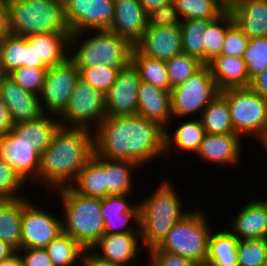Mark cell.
Listing matches in <instances>:
<instances>
[{
	"label": "cell",
	"mask_w": 267,
	"mask_h": 266,
	"mask_svg": "<svg viewBox=\"0 0 267 266\" xmlns=\"http://www.w3.org/2000/svg\"><path fill=\"white\" fill-rule=\"evenodd\" d=\"M94 148L99 156L143 168L165 155V128L138 114L105 116L94 131Z\"/></svg>",
	"instance_id": "1"
},
{
	"label": "cell",
	"mask_w": 267,
	"mask_h": 266,
	"mask_svg": "<svg viewBox=\"0 0 267 266\" xmlns=\"http://www.w3.org/2000/svg\"><path fill=\"white\" fill-rule=\"evenodd\" d=\"M94 151V132L60 126L48 148L41 153L37 186L45 184L46 190L52 189L49 194L70 186Z\"/></svg>",
	"instance_id": "2"
},
{
	"label": "cell",
	"mask_w": 267,
	"mask_h": 266,
	"mask_svg": "<svg viewBox=\"0 0 267 266\" xmlns=\"http://www.w3.org/2000/svg\"><path fill=\"white\" fill-rule=\"evenodd\" d=\"M170 181L163 180L153 193L138 202L141 243L145 252L158 247L175 223L191 211L183 208L181 195Z\"/></svg>",
	"instance_id": "3"
},
{
	"label": "cell",
	"mask_w": 267,
	"mask_h": 266,
	"mask_svg": "<svg viewBox=\"0 0 267 266\" xmlns=\"http://www.w3.org/2000/svg\"><path fill=\"white\" fill-rule=\"evenodd\" d=\"M133 47L109 29L71 33L69 58L77 68L104 64L113 69H123L131 62Z\"/></svg>",
	"instance_id": "4"
},
{
	"label": "cell",
	"mask_w": 267,
	"mask_h": 266,
	"mask_svg": "<svg viewBox=\"0 0 267 266\" xmlns=\"http://www.w3.org/2000/svg\"><path fill=\"white\" fill-rule=\"evenodd\" d=\"M61 198L62 232L70 235L85 250L92 246L104 234V220L100 208L101 198L87 197L75 192L70 186L56 189ZM64 216V217H63Z\"/></svg>",
	"instance_id": "5"
},
{
	"label": "cell",
	"mask_w": 267,
	"mask_h": 266,
	"mask_svg": "<svg viewBox=\"0 0 267 266\" xmlns=\"http://www.w3.org/2000/svg\"><path fill=\"white\" fill-rule=\"evenodd\" d=\"M10 34L27 37L41 33L71 35L64 4L52 0H7Z\"/></svg>",
	"instance_id": "6"
},
{
	"label": "cell",
	"mask_w": 267,
	"mask_h": 266,
	"mask_svg": "<svg viewBox=\"0 0 267 266\" xmlns=\"http://www.w3.org/2000/svg\"><path fill=\"white\" fill-rule=\"evenodd\" d=\"M195 209L175 223L158 248L199 263L207 259L208 239L214 229L205 211Z\"/></svg>",
	"instance_id": "7"
},
{
	"label": "cell",
	"mask_w": 267,
	"mask_h": 266,
	"mask_svg": "<svg viewBox=\"0 0 267 266\" xmlns=\"http://www.w3.org/2000/svg\"><path fill=\"white\" fill-rule=\"evenodd\" d=\"M226 97L234 132L259 139L267 129V101L250 87L221 91Z\"/></svg>",
	"instance_id": "8"
},
{
	"label": "cell",
	"mask_w": 267,
	"mask_h": 266,
	"mask_svg": "<svg viewBox=\"0 0 267 266\" xmlns=\"http://www.w3.org/2000/svg\"><path fill=\"white\" fill-rule=\"evenodd\" d=\"M218 93L220 91L210 67L203 65L184 83L170 91L173 121L175 118H191L195 114H200V118L202 111Z\"/></svg>",
	"instance_id": "9"
},
{
	"label": "cell",
	"mask_w": 267,
	"mask_h": 266,
	"mask_svg": "<svg viewBox=\"0 0 267 266\" xmlns=\"http://www.w3.org/2000/svg\"><path fill=\"white\" fill-rule=\"evenodd\" d=\"M105 116V95L79 78L67 107L58 116V120L62 127L83 128L94 132Z\"/></svg>",
	"instance_id": "10"
},
{
	"label": "cell",
	"mask_w": 267,
	"mask_h": 266,
	"mask_svg": "<svg viewBox=\"0 0 267 266\" xmlns=\"http://www.w3.org/2000/svg\"><path fill=\"white\" fill-rule=\"evenodd\" d=\"M79 78V70L70 58L48 67L39 93L44 113L58 117L67 107Z\"/></svg>",
	"instance_id": "11"
},
{
	"label": "cell",
	"mask_w": 267,
	"mask_h": 266,
	"mask_svg": "<svg viewBox=\"0 0 267 266\" xmlns=\"http://www.w3.org/2000/svg\"><path fill=\"white\" fill-rule=\"evenodd\" d=\"M34 201L30 199L21 214V249L45 248L62 232V216Z\"/></svg>",
	"instance_id": "12"
},
{
	"label": "cell",
	"mask_w": 267,
	"mask_h": 266,
	"mask_svg": "<svg viewBox=\"0 0 267 266\" xmlns=\"http://www.w3.org/2000/svg\"><path fill=\"white\" fill-rule=\"evenodd\" d=\"M65 18L72 33L109 29L114 0H67Z\"/></svg>",
	"instance_id": "13"
},
{
	"label": "cell",
	"mask_w": 267,
	"mask_h": 266,
	"mask_svg": "<svg viewBox=\"0 0 267 266\" xmlns=\"http://www.w3.org/2000/svg\"><path fill=\"white\" fill-rule=\"evenodd\" d=\"M141 79L130 62L119 70L116 81L105 94L106 116L123 117L138 114V86Z\"/></svg>",
	"instance_id": "14"
},
{
	"label": "cell",
	"mask_w": 267,
	"mask_h": 266,
	"mask_svg": "<svg viewBox=\"0 0 267 266\" xmlns=\"http://www.w3.org/2000/svg\"><path fill=\"white\" fill-rule=\"evenodd\" d=\"M130 194L108 195L101 198V216L104 234L140 233V207L128 198Z\"/></svg>",
	"instance_id": "15"
},
{
	"label": "cell",
	"mask_w": 267,
	"mask_h": 266,
	"mask_svg": "<svg viewBox=\"0 0 267 266\" xmlns=\"http://www.w3.org/2000/svg\"><path fill=\"white\" fill-rule=\"evenodd\" d=\"M90 251L107 262L123 266H137L139 254L144 250L140 233H115L103 234ZM135 263L138 264L135 265Z\"/></svg>",
	"instance_id": "16"
},
{
	"label": "cell",
	"mask_w": 267,
	"mask_h": 266,
	"mask_svg": "<svg viewBox=\"0 0 267 266\" xmlns=\"http://www.w3.org/2000/svg\"><path fill=\"white\" fill-rule=\"evenodd\" d=\"M0 156L29 185H37L41 154L10 131L0 140ZM30 180V181H29Z\"/></svg>",
	"instance_id": "17"
},
{
	"label": "cell",
	"mask_w": 267,
	"mask_h": 266,
	"mask_svg": "<svg viewBox=\"0 0 267 266\" xmlns=\"http://www.w3.org/2000/svg\"><path fill=\"white\" fill-rule=\"evenodd\" d=\"M0 97L14 124L34 120L45 114L39 95L22 89L9 74H0Z\"/></svg>",
	"instance_id": "18"
},
{
	"label": "cell",
	"mask_w": 267,
	"mask_h": 266,
	"mask_svg": "<svg viewBox=\"0 0 267 266\" xmlns=\"http://www.w3.org/2000/svg\"><path fill=\"white\" fill-rule=\"evenodd\" d=\"M243 138L239 134H208L204 136L194 156L221 167L240 164L242 158Z\"/></svg>",
	"instance_id": "19"
},
{
	"label": "cell",
	"mask_w": 267,
	"mask_h": 266,
	"mask_svg": "<svg viewBox=\"0 0 267 266\" xmlns=\"http://www.w3.org/2000/svg\"><path fill=\"white\" fill-rule=\"evenodd\" d=\"M134 47L144 55L167 61L183 53L180 27L147 28Z\"/></svg>",
	"instance_id": "20"
},
{
	"label": "cell",
	"mask_w": 267,
	"mask_h": 266,
	"mask_svg": "<svg viewBox=\"0 0 267 266\" xmlns=\"http://www.w3.org/2000/svg\"><path fill=\"white\" fill-rule=\"evenodd\" d=\"M147 29V13L139 0H114V18L109 30L133 46Z\"/></svg>",
	"instance_id": "21"
},
{
	"label": "cell",
	"mask_w": 267,
	"mask_h": 266,
	"mask_svg": "<svg viewBox=\"0 0 267 266\" xmlns=\"http://www.w3.org/2000/svg\"><path fill=\"white\" fill-rule=\"evenodd\" d=\"M231 219L229 231L238 240L267 238V202L264 198L248 200Z\"/></svg>",
	"instance_id": "22"
},
{
	"label": "cell",
	"mask_w": 267,
	"mask_h": 266,
	"mask_svg": "<svg viewBox=\"0 0 267 266\" xmlns=\"http://www.w3.org/2000/svg\"><path fill=\"white\" fill-rule=\"evenodd\" d=\"M138 115L159 123L165 129L171 124L173 117L171 96L169 91L140 81L138 86Z\"/></svg>",
	"instance_id": "23"
},
{
	"label": "cell",
	"mask_w": 267,
	"mask_h": 266,
	"mask_svg": "<svg viewBox=\"0 0 267 266\" xmlns=\"http://www.w3.org/2000/svg\"><path fill=\"white\" fill-rule=\"evenodd\" d=\"M177 122L181 119L184 121H180L178 126H175L176 129L172 132L169 128L165 129V156L169 153L173 154L171 150L175 153L183 151L188 153L192 152L196 154L198 151L204 136L206 135V131L202 125L200 118L189 117V118H176ZM172 133V134H171Z\"/></svg>",
	"instance_id": "24"
},
{
	"label": "cell",
	"mask_w": 267,
	"mask_h": 266,
	"mask_svg": "<svg viewBox=\"0 0 267 266\" xmlns=\"http://www.w3.org/2000/svg\"><path fill=\"white\" fill-rule=\"evenodd\" d=\"M70 36L61 33H41L27 36L37 53V68H48L65 62L70 53Z\"/></svg>",
	"instance_id": "25"
},
{
	"label": "cell",
	"mask_w": 267,
	"mask_h": 266,
	"mask_svg": "<svg viewBox=\"0 0 267 266\" xmlns=\"http://www.w3.org/2000/svg\"><path fill=\"white\" fill-rule=\"evenodd\" d=\"M207 65L210 67L212 77L220 92L250 86L251 80L247 66L241 57L219 55Z\"/></svg>",
	"instance_id": "26"
},
{
	"label": "cell",
	"mask_w": 267,
	"mask_h": 266,
	"mask_svg": "<svg viewBox=\"0 0 267 266\" xmlns=\"http://www.w3.org/2000/svg\"><path fill=\"white\" fill-rule=\"evenodd\" d=\"M60 126L57 116L45 113L37 119L15 123L11 131L41 154L48 148Z\"/></svg>",
	"instance_id": "27"
},
{
	"label": "cell",
	"mask_w": 267,
	"mask_h": 266,
	"mask_svg": "<svg viewBox=\"0 0 267 266\" xmlns=\"http://www.w3.org/2000/svg\"><path fill=\"white\" fill-rule=\"evenodd\" d=\"M230 12L249 39L267 36V0H242Z\"/></svg>",
	"instance_id": "28"
},
{
	"label": "cell",
	"mask_w": 267,
	"mask_h": 266,
	"mask_svg": "<svg viewBox=\"0 0 267 266\" xmlns=\"http://www.w3.org/2000/svg\"><path fill=\"white\" fill-rule=\"evenodd\" d=\"M93 156L105 167L106 196L132 195L136 187L133 183V173L141 169V166L128 161L110 160L99 156L95 151Z\"/></svg>",
	"instance_id": "29"
},
{
	"label": "cell",
	"mask_w": 267,
	"mask_h": 266,
	"mask_svg": "<svg viewBox=\"0 0 267 266\" xmlns=\"http://www.w3.org/2000/svg\"><path fill=\"white\" fill-rule=\"evenodd\" d=\"M28 197L12 198L0 206V241L21 249V214Z\"/></svg>",
	"instance_id": "30"
},
{
	"label": "cell",
	"mask_w": 267,
	"mask_h": 266,
	"mask_svg": "<svg viewBox=\"0 0 267 266\" xmlns=\"http://www.w3.org/2000/svg\"><path fill=\"white\" fill-rule=\"evenodd\" d=\"M70 187L83 196L105 198V167L93 156Z\"/></svg>",
	"instance_id": "31"
},
{
	"label": "cell",
	"mask_w": 267,
	"mask_h": 266,
	"mask_svg": "<svg viewBox=\"0 0 267 266\" xmlns=\"http://www.w3.org/2000/svg\"><path fill=\"white\" fill-rule=\"evenodd\" d=\"M200 120L208 134H237L231 122L227 99L221 92L205 107Z\"/></svg>",
	"instance_id": "32"
},
{
	"label": "cell",
	"mask_w": 267,
	"mask_h": 266,
	"mask_svg": "<svg viewBox=\"0 0 267 266\" xmlns=\"http://www.w3.org/2000/svg\"><path fill=\"white\" fill-rule=\"evenodd\" d=\"M216 230L210 233L206 260L217 266H238V238L228 229Z\"/></svg>",
	"instance_id": "33"
},
{
	"label": "cell",
	"mask_w": 267,
	"mask_h": 266,
	"mask_svg": "<svg viewBox=\"0 0 267 266\" xmlns=\"http://www.w3.org/2000/svg\"><path fill=\"white\" fill-rule=\"evenodd\" d=\"M45 250L54 266H78L84 263L86 250L64 232L53 239Z\"/></svg>",
	"instance_id": "34"
},
{
	"label": "cell",
	"mask_w": 267,
	"mask_h": 266,
	"mask_svg": "<svg viewBox=\"0 0 267 266\" xmlns=\"http://www.w3.org/2000/svg\"><path fill=\"white\" fill-rule=\"evenodd\" d=\"M131 63L138 71L141 81L150 83L165 91L170 92L172 90L165 61L144 55L133 47L131 51Z\"/></svg>",
	"instance_id": "35"
},
{
	"label": "cell",
	"mask_w": 267,
	"mask_h": 266,
	"mask_svg": "<svg viewBox=\"0 0 267 266\" xmlns=\"http://www.w3.org/2000/svg\"><path fill=\"white\" fill-rule=\"evenodd\" d=\"M215 19H186L181 20L180 30L182 51L197 58L204 64L205 33L208 25Z\"/></svg>",
	"instance_id": "36"
},
{
	"label": "cell",
	"mask_w": 267,
	"mask_h": 266,
	"mask_svg": "<svg viewBox=\"0 0 267 266\" xmlns=\"http://www.w3.org/2000/svg\"><path fill=\"white\" fill-rule=\"evenodd\" d=\"M234 23L232 13L230 11H225L208 25L205 33L204 65H207L215 57L221 55L227 30Z\"/></svg>",
	"instance_id": "37"
},
{
	"label": "cell",
	"mask_w": 267,
	"mask_h": 266,
	"mask_svg": "<svg viewBox=\"0 0 267 266\" xmlns=\"http://www.w3.org/2000/svg\"><path fill=\"white\" fill-rule=\"evenodd\" d=\"M181 20L217 19L226 10L218 0H173Z\"/></svg>",
	"instance_id": "38"
},
{
	"label": "cell",
	"mask_w": 267,
	"mask_h": 266,
	"mask_svg": "<svg viewBox=\"0 0 267 266\" xmlns=\"http://www.w3.org/2000/svg\"><path fill=\"white\" fill-rule=\"evenodd\" d=\"M25 37L8 34L1 43V74H9L24 66Z\"/></svg>",
	"instance_id": "39"
},
{
	"label": "cell",
	"mask_w": 267,
	"mask_h": 266,
	"mask_svg": "<svg viewBox=\"0 0 267 266\" xmlns=\"http://www.w3.org/2000/svg\"><path fill=\"white\" fill-rule=\"evenodd\" d=\"M203 65L204 64L197 58L185 53L173 56L171 59L165 61L170 86L174 88L175 86L184 83Z\"/></svg>",
	"instance_id": "40"
},
{
	"label": "cell",
	"mask_w": 267,
	"mask_h": 266,
	"mask_svg": "<svg viewBox=\"0 0 267 266\" xmlns=\"http://www.w3.org/2000/svg\"><path fill=\"white\" fill-rule=\"evenodd\" d=\"M238 266H264L267 258V238L238 240Z\"/></svg>",
	"instance_id": "41"
},
{
	"label": "cell",
	"mask_w": 267,
	"mask_h": 266,
	"mask_svg": "<svg viewBox=\"0 0 267 266\" xmlns=\"http://www.w3.org/2000/svg\"><path fill=\"white\" fill-rule=\"evenodd\" d=\"M243 60L250 80L267 67V36L250 38Z\"/></svg>",
	"instance_id": "42"
},
{
	"label": "cell",
	"mask_w": 267,
	"mask_h": 266,
	"mask_svg": "<svg viewBox=\"0 0 267 266\" xmlns=\"http://www.w3.org/2000/svg\"><path fill=\"white\" fill-rule=\"evenodd\" d=\"M78 70L82 80L105 95L116 81L117 74L121 69H113L101 64L98 67L78 68Z\"/></svg>",
	"instance_id": "43"
},
{
	"label": "cell",
	"mask_w": 267,
	"mask_h": 266,
	"mask_svg": "<svg viewBox=\"0 0 267 266\" xmlns=\"http://www.w3.org/2000/svg\"><path fill=\"white\" fill-rule=\"evenodd\" d=\"M47 68L19 67L9 76L24 90L39 95Z\"/></svg>",
	"instance_id": "44"
},
{
	"label": "cell",
	"mask_w": 267,
	"mask_h": 266,
	"mask_svg": "<svg viewBox=\"0 0 267 266\" xmlns=\"http://www.w3.org/2000/svg\"><path fill=\"white\" fill-rule=\"evenodd\" d=\"M26 184L19 174L0 156V189L11 198H20L25 196L22 191L24 187L28 190L29 185Z\"/></svg>",
	"instance_id": "45"
},
{
	"label": "cell",
	"mask_w": 267,
	"mask_h": 266,
	"mask_svg": "<svg viewBox=\"0 0 267 266\" xmlns=\"http://www.w3.org/2000/svg\"><path fill=\"white\" fill-rule=\"evenodd\" d=\"M181 18L174 2L147 12V28L180 27Z\"/></svg>",
	"instance_id": "46"
},
{
	"label": "cell",
	"mask_w": 267,
	"mask_h": 266,
	"mask_svg": "<svg viewBox=\"0 0 267 266\" xmlns=\"http://www.w3.org/2000/svg\"><path fill=\"white\" fill-rule=\"evenodd\" d=\"M249 38L234 23L228 30L224 38L221 55L237 56L243 58L247 49Z\"/></svg>",
	"instance_id": "47"
},
{
	"label": "cell",
	"mask_w": 267,
	"mask_h": 266,
	"mask_svg": "<svg viewBox=\"0 0 267 266\" xmlns=\"http://www.w3.org/2000/svg\"><path fill=\"white\" fill-rule=\"evenodd\" d=\"M147 264L145 266H196L197 263L179 254L165 252L155 247L148 252Z\"/></svg>",
	"instance_id": "48"
},
{
	"label": "cell",
	"mask_w": 267,
	"mask_h": 266,
	"mask_svg": "<svg viewBox=\"0 0 267 266\" xmlns=\"http://www.w3.org/2000/svg\"><path fill=\"white\" fill-rule=\"evenodd\" d=\"M23 266H54L45 248H25L17 251Z\"/></svg>",
	"instance_id": "49"
},
{
	"label": "cell",
	"mask_w": 267,
	"mask_h": 266,
	"mask_svg": "<svg viewBox=\"0 0 267 266\" xmlns=\"http://www.w3.org/2000/svg\"><path fill=\"white\" fill-rule=\"evenodd\" d=\"M249 87L267 101V67L251 79Z\"/></svg>",
	"instance_id": "50"
},
{
	"label": "cell",
	"mask_w": 267,
	"mask_h": 266,
	"mask_svg": "<svg viewBox=\"0 0 267 266\" xmlns=\"http://www.w3.org/2000/svg\"><path fill=\"white\" fill-rule=\"evenodd\" d=\"M14 126L8 108L5 106L0 97V134L5 135L9 133Z\"/></svg>",
	"instance_id": "51"
},
{
	"label": "cell",
	"mask_w": 267,
	"mask_h": 266,
	"mask_svg": "<svg viewBox=\"0 0 267 266\" xmlns=\"http://www.w3.org/2000/svg\"><path fill=\"white\" fill-rule=\"evenodd\" d=\"M9 32V16L7 0H0V39H3Z\"/></svg>",
	"instance_id": "52"
},
{
	"label": "cell",
	"mask_w": 267,
	"mask_h": 266,
	"mask_svg": "<svg viewBox=\"0 0 267 266\" xmlns=\"http://www.w3.org/2000/svg\"><path fill=\"white\" fill-rule=\"evenodd\" d=\"M24 66L37 68V53L35 46H31L25 37Z\"/></svg>",
	"instance_id": "53"
},
{
	"label": "cell",
	"mask_w": 267,
	"mask_h": 266,
	"mask_svg": "<svg viewBox=\"0 0 267 266\" xmlns=\"http://www.w3.org/2000/svg\"><path fill=\"white\" fill-rule=\"evenodd\" d=\"M84 263L87 266H123L120 264L104 261L96 257L90 250H86L85 252Z\"/></svg>",
	"instance_id": "54"
},
{
	"label": "cell",
	"mask_w": 267,
	"mask_h": 266,
	"mask_svg": "<svg viewBox=\"0 0 267 266\" xmlns=\"http://www.w3.org/2000/svg\"><path fill=\"white\" fill-rule=\"evenodd\" d=\"M143 9L147 12L153 11L165 4L172 2L173 0H139Z\"/></svg>",
	"instance_id": "55"
},
{
	"label": "cell",
	"mask_w": 267,
	"mask_h": 266,
	"mask_svg": "<svg viewBox=\"0 0 267 266\" xmlns=\"http://www.w3.org/2000/svg\"><path fill=\"white\" fill-rule=\"evenodd\" d=\"M16 252L8 243L0 241V261L10 258Z\"/></svg>",
	"instance_id": "56"
},
{
	"label": "cell",
	"mask_w": 267,
	"mask_h": 266,
	"mask_svg": "<svg viewBox=\"0 0 267 266\" xmlns=\"http://www.w3.org/2000/svg\"><path fill=\"white\" fill-rule=\"evenodd\" d=\"M0 266H23V263L19 253L16 252L10 258L1 260Z\"/></svg>",
	"instance_id": "57"
},
{
	"label": "cell",
	"mask_w": 267,
	"mask_h": 266,
	"mask_svg": "<svg viewBox=\"0 0 267 266\" xmlns=\"http://www.w3.org/2000/svg\"><path fill=\"white\" fill-rule=\"evenodd\" d=\"M242 0H218L219 4L226 10L230 11L235 5L240 3Z\"/></svg>",
	"instance_id": "58"
},
{
	"label": "cell",
	"mask_w": 267,
	"mask_h": 266,
	"mask_svg": "<svg viewBox=\"0 0 267 266\" xmlns=\"http://www.w3.org/2000/svg\"><path fill=\"white\" fill-rule=\"evenodd\" d=\"M11 199L12 198L6 192L0 189V206L5 205Z\"/></svg>",
	"instance_id": "59"
},
{
	"label": "cell",
	"mask_w": 267,
	"mask_h": 266,
	"mask_svg": "<svg viewBox=\"0 0 267 266\" xmlns=\"http://www.w3.org/2000/svg\"><path fill=\"white\" fill-rule=\"evenodd\" d=\"M258 144H262L263 148L265 149V151L267 152V129L266 131L264 132V134L258 139Z\"/></svg>",
	"instance_id": "60"
},
{
	"label": "cell",
	"mask_w": 267,
	"mask_h": 266,
	"mask_svg": "<svg viewBox=\"0 0 267 266\" xmlns=\"http://www.w3.org/2000/svg\"><path fill=\"white\" fill-rule=\"evenodd\" d=\"M196 266H217V265L209 262L208 260H205V261L197 263Z\"/></svg>",
	"instance_id": "61"
},
{
	"label": "cell",
	"mask_w": 267,
	"mask_h": 266,
	"mask_svg": "<svg viewBox=\"0 0 267 266\" xmlns=\"http://www.w3.org/2000/svg\"><path fill=\"white\" fill-rule=\"evenodd\" d=\"M52 1H56V2H59V3H62V4H65L67 2V0H52Z\"/></svg>",
	"instance_id": "62"
},
{
	"label": "cell",
	"mask_w": 267,
	"mask_h": 266,
	"mask_svg": "<svg viewBox=\"0 0 267 266\" xmlns=\"http://www.w3.org/2000/svg\"><path fill=\"white\" fill-rule=\"evenodd\" d=\"M1 43H2V39H0V56H1ZM0 74H1V65H0Z\"/></svg>",
	"instance_id": "63"
},
{
	"label": "cell",
	"mask_w": 267,
	"mask_h": 266,
	"mask_svg": "<svg viewBox=\"0 0 267 266\" xmlns=\"http://www.w3.org/2000/svg\"><path fill=\"white\" fill-rule=\"evenodd\" d=\"M264 266H267V258H266V260H265V264H264Z\"/></svg>",
	"instance_id": "64"
}]
</instances>
